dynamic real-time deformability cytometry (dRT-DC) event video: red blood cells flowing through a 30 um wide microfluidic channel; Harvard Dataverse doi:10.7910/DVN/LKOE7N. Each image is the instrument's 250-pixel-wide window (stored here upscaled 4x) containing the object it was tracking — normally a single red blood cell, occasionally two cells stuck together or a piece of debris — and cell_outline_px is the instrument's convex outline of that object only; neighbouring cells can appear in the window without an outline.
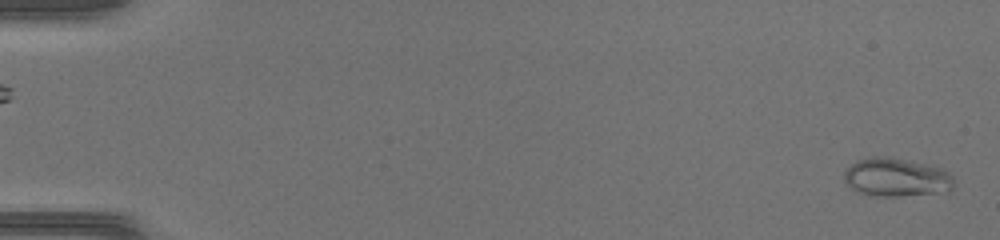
{"species": "common noctule bat (a hibernating species)", "species_latin": "Nyctalus noctula", "temperature_condition": "warm", "stored_images_in_passage": 46, "camera_frame_rate_fps": 3000, "um_per_image_px": 0.085, "animal": {"sex": "female", "body_mass_g": 17.0, "forearm_length_mm": 48.0}, "frame": {"image": 1, "passage_image": 1, "time_ms": 0.0, "image_size_px": [1000, 240], "cell_outline_px": [[952, 188], [948, 192], [900, 196], [868, 196], [852, 188], [844, 180], [844, 172], [856, 160], [872, 156], [888, 156], [924, 164], [940, 168], [948, 172], [952, 176]], "centroid_in_image_um": [76.17, 15.08], "position_along_channel_um": 8.8, "area_um2": 24.57}}
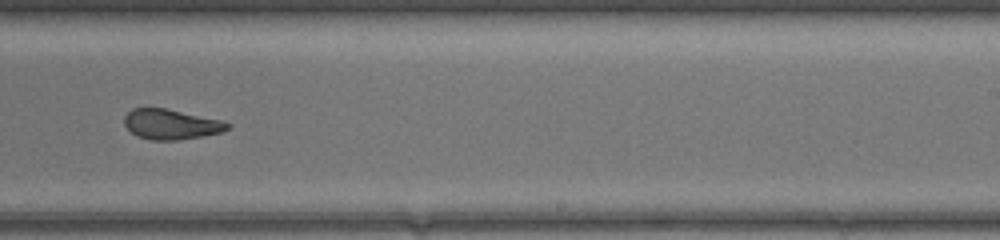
{"frame": {"image": 2, "passage_image": 30, "time_ms": 9.667, "image_size_px": [1000, 240], "cell_outline_px": [[232, 124], [228, 128], [220, 132], [200, 136], [176, 140], [152, 140], [136, 136], [124, 124], [124, 116], [132, 108], [168, 108], [220, 120]], "centroid_in_image_um": [14.5, 10.55], "position_along_channel_um": 274.5, "area_um2": 17.98}}
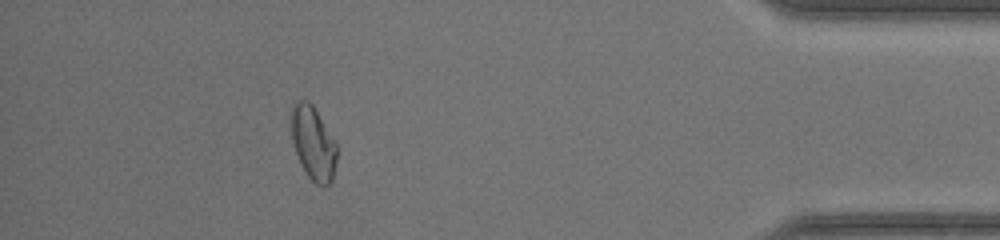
{"frame": {"image": 3, "passage_image": 42, "time_ms": 13.667, "image_size_px": [1000, 240], "cell_outline_px": [[340, 148], [332, 180], [324, 188], [316, 184], [308, 176], [300, 164], [292, 140], [288, 116], [288, 112], [296, 100], [308, 100], [312, 104], [336, 140]], "centroid_in_image_um": [26.62, 12.13], "position_along_channel_um": 408.6, "area_um2": 20.52}}